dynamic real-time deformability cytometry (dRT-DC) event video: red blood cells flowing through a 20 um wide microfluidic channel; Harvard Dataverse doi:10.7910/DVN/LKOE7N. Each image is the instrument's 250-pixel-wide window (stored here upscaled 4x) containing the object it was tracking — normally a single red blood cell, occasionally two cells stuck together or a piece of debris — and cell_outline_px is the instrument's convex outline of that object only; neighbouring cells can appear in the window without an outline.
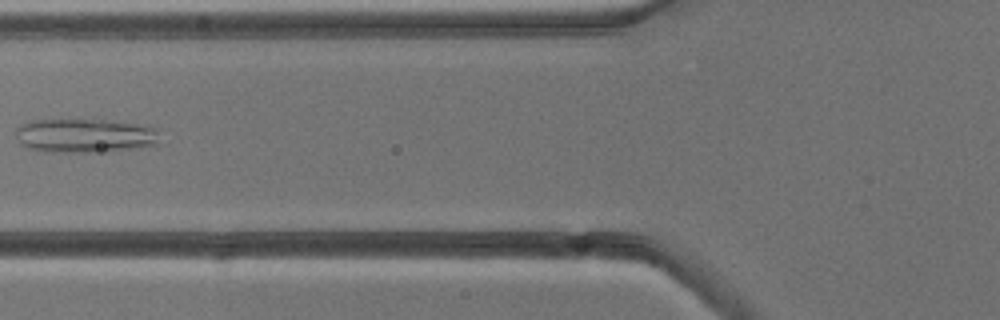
{"species": "common noctule bat (a hibernating species)", "species_latin": "Nyctalus noctula", "temperature_condition": "cold", "stored_images_in_passage": 8, "camera_frame_rate_fps": 3000, "um_per_image_px": 0.085, "animal": {"sex": "male", "body_mass_g": 13.3}, "frame": {"image": 1, "passage_image": 6, "time_ms": 6.0, "image_size_px": [1000, 320], "cell_outline_px": [[160, 128], [152, 144], [92, 152], [44, 152], [28, 148], [20, 144], [16, 132], [16, 128], [20, 124], [28, 120], [92, 116], [96, 116]], "centroid_in_image_um": [7.08, 11.43], "position_along_channel_um": 118.7, "area_um2": 29.48}}